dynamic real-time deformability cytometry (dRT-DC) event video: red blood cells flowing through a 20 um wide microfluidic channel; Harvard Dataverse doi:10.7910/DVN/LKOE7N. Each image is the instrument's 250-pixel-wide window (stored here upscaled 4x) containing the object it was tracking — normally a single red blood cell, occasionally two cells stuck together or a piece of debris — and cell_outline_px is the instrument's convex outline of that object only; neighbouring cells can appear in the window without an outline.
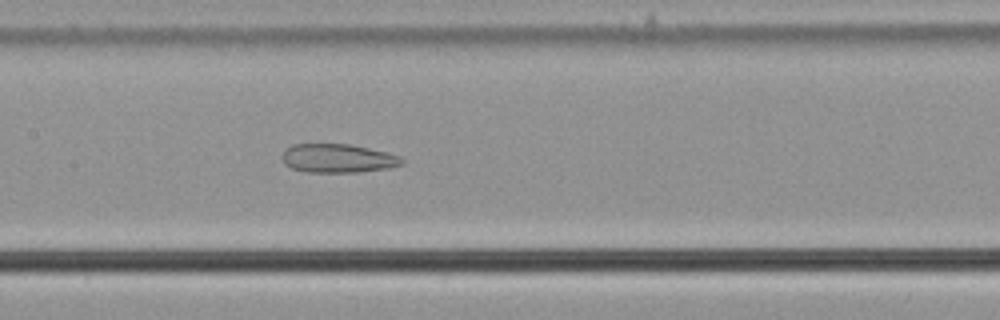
{"species": "common noctule bat (a hibernating species)", "species_latin": "Nyctalus noctula", "temperature_condition": "cold", "stored_images_in_passage": 10, "camera_frame_rate_fps": 3000, "um_per_image_px": 0.085, "animal": {"sex": "male", "body_mass_g": 21.5, "forearm_length_mm": 52.0}, "frame": {"image": 1, "passage_image": 9, "time_ms": 2.667, "image_size_px": [1000, 320], "cell_outline_px": [[404, 164], [388, 168], [360, 172], [304, 172], [292, 168], [284, 164], [280, 156], [284, 148], [292, 144], [348, 144], [368, 148], [400, 156], [404, 160]], "centroid_in_image_um": [28.66, 13.46], "position_along_channel_um": 178.7, "area_um2": 20.23}}